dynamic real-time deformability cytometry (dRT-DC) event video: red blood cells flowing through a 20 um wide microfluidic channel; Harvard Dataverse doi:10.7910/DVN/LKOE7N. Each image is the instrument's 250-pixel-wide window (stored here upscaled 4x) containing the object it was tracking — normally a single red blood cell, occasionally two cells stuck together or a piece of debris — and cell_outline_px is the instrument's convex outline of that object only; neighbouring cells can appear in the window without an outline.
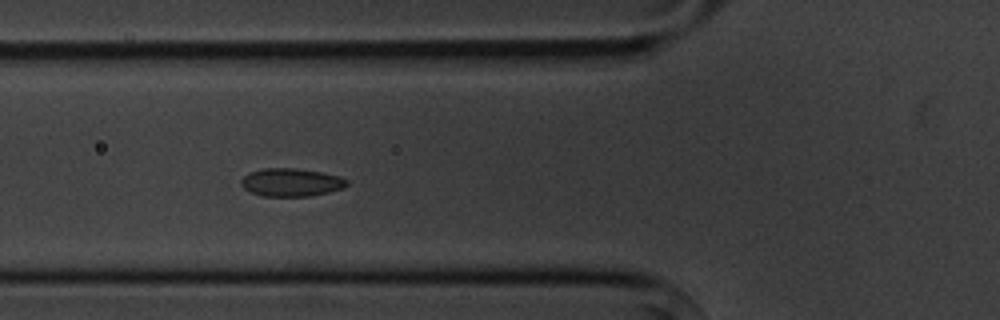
{"species": "common noctule bat (a hibernating species)", "species_latin": "Nyctalus noctula", "temperature_condition": "cold", "stored_images_in_passage": 12, "camera_frame_rate_fps": 3000, "um_per_image_px": 0.085, "animal": {"sex": "male", "body_mass_g": 20.1, "forearm_length_mm": 53.5}, "frame": {"image": 1, "passage_image": 5, "time_ms": 5.667, "image_size_px": [1000, 320], "cell_outline_px": [[348, 184], [344, 188], [328, 192], [308, 196], [260, 196], [244, 188], [240, 184], [240, 180], [248, 172], [264, 168], [296, 168], [324, 172], [340, 176], [348, 180]], "centroid_in_image_um": [24.75, 15.49], "position_along_channel_um": 101.0, "area_um2": 17.46}}
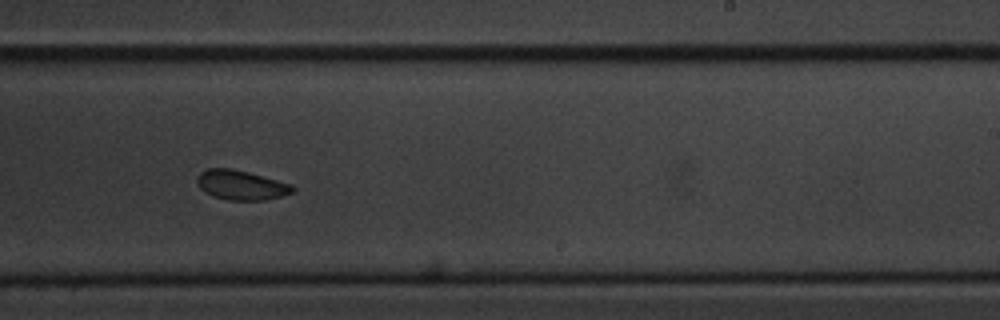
{"frame": {"image": 2, "passage_image": 9, "time_ms": 10.333, "image_size_px": [1000, 320], "cell_outline_px": [[296, 188], [292, 192], [280, 196], [264, 200], [228, 200], [204, 192], [200, 188], [196, 180], [196, 176], [200, 172], [208, 168], [232, 168], [248, 172], [292, 184]], "centroid_in_image_um": [20.47, 15.72], "position_along_channel_um": 268.5, "area_um2": 16.42}}
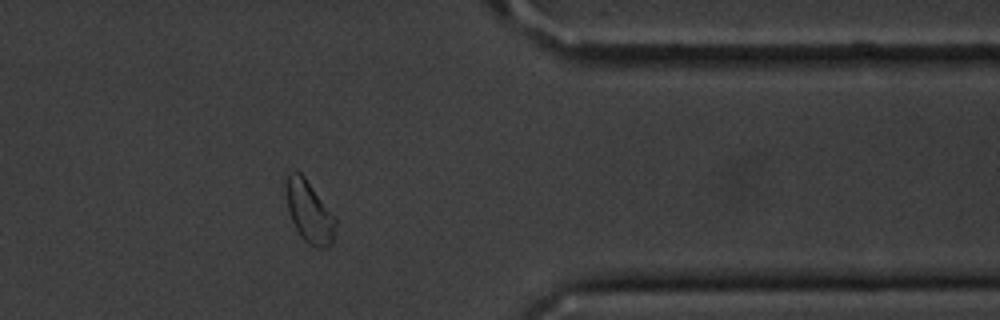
{"frame": {"image": 3, "passage_image": 12, "time_ms": 14.0, "image_size_px": [1000, 320], "cell_outline_px": [[336, 224], [332, 244], [328, 248], [316, 248], [308, 244], [300, 236], [292, 220], [288, 208], [284, 192], [284, 180], [288, 172], [300, 172], [304, 176], [336, 216]], "centroid_in_image_um": [26.28, 17.99], "position_along_channel_um": 385.1, "area_um2": 18.26}, "authors_computed_cell_mechanics": {"area_um2": 17.3978, "velocity_mm_per_s": 3.5852, "shape_relaxation_time_tau1_ms": 2.5833, "shape_relaxation_time_tau2_ms": null, "deformation_change_tau1": 0.049, "deformation_change_tau2": null}}